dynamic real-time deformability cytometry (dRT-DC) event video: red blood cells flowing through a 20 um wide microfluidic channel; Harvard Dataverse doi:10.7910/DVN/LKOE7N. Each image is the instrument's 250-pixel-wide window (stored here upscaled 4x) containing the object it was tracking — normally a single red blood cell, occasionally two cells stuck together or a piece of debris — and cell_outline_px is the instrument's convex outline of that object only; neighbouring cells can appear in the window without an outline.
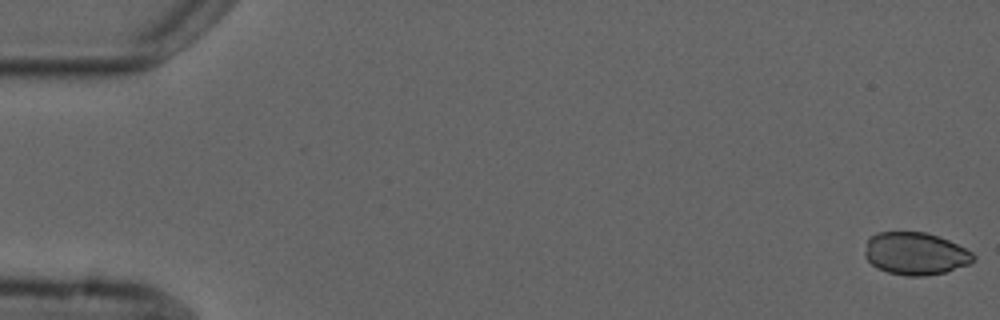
{"species": "common noctule bat (a hibernating species)", "species_latin": "Nyctalus noctula", "temperature_condition": "cold", "stored_images_in_passage": 5, "camera_frame_rate_fps": 3000, "um_per_image_px": 0.085, "animal": {"sex": "male", "forearm_length_mm": 52.5}, "frame": {"image": 1, "passage_image": 1, "time_ms": 0.0, "image_size_px": [1000, 320], "cell_outline_px": [[976, 260], [968, 264], [944, 272], [924, 276], [908, 276], [888, 272], [876, 268], [864, 256], [864, 252], [868, 236], [876, 232], [928, 232], [948, 240], [972, 252], [976, 256]], "centroid_in_image_um": [77.78, 21.54], "position_along_channel_um": 7.2, "area_um2": 26.99}}
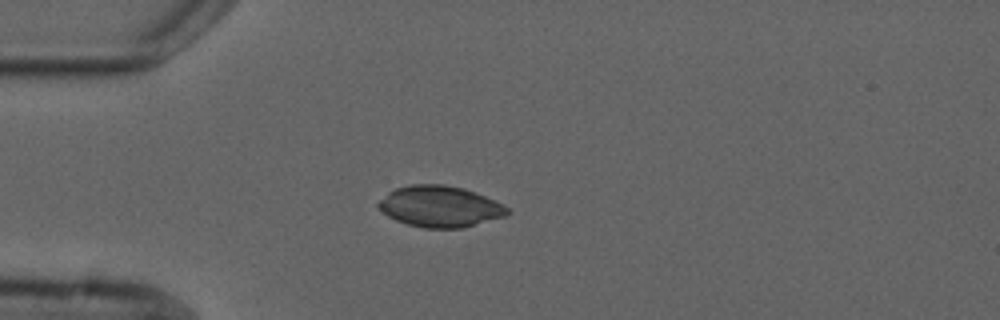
{"frame": {"image": 2, "passage_image": 5, "time_ms": 4.667, "image_size_px": [1000, 320], "cell_outline_px": [[512, 212], [508, 216], [464, 228], [424, 228], [408, 224], [396, 220], [388, 216], [376, 204], [388, 192], [396, 188], [408, 184], [444, 184], [464, 188], [504, 204]], "centroid_in_image_um": [37.44, 17.55], "position_along_channel_um": 47.6, "area_um2": 31.15}}